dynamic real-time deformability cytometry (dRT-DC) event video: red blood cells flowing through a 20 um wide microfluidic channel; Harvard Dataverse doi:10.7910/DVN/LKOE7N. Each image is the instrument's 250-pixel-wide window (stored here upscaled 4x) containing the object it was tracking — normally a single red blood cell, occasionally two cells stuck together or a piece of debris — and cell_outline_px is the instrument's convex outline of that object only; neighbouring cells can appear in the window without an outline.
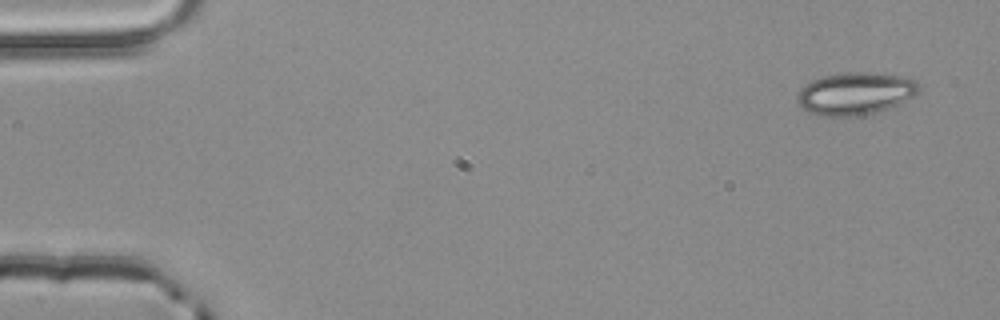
{"species": "common noctule bat (a hibernating species)", "species_latin": "Nyctalus noctula", "temperature_condition": "room temperature", "stored_images_in_passage": 3, "camera_frame_rate_fps": 3000, "um_per_image_px": 0.085, "animal": {"sex": "male", "body_mass_g": 20.4}, "frame": {"image": 1, "passage_image": 1, "time_ms": 0.0, "image_size_px": [1000, 320], "cell_outline_px": [[920, 92], [888, 108], [876, 112], [856, 116], [816, 116], [808, 112], [796, 100], [796, 96], [800, 88], [804, 84], [812, 80], [824, 76], [848, 72], [872, 72], [908, 76], [916, 80], [920, 84]], "centroid_in_image_um": [72.7, 7.93], "position_along_channel_um": 12.3, "area_um2": 30.35}}